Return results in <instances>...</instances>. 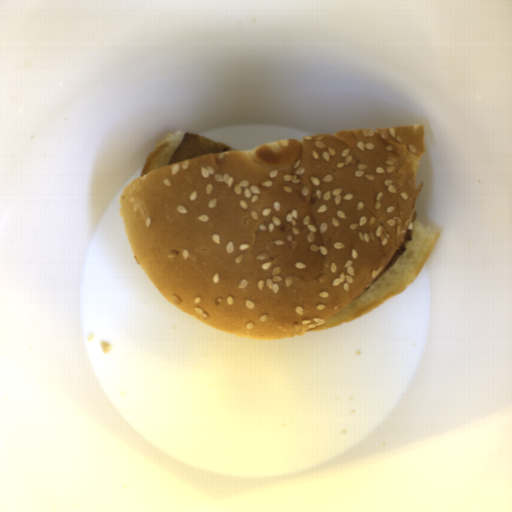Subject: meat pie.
Listing matches in <instances>:
<instances>
[{
	"label": "meat pie",
	"mask_w": 512,
	"mask_h": 512,
	"mask_svg": "<svg viewBox=\"0 0 512 512\" xmlns=\"http://www.w3.org/2000/svg\"><path fill=\"white\" fill-rule=\"evenodd\" d=\"M185 136L169 161V165L205 156L236 151L232 145L224 144L212 137L194 133Z\"/></svg>",
	"instance_id": "obj_1"
},
{
	"label": "meat pie",
	"mask_w": 512,
	"mask_h": 512,
	"mask_svg": "<svg viewBox=\"0 0 512 512\" xmlns=\"http://www.w3.org/2000/svg\"><path fill=\"white\" fill-rule=\"evenodd\" d=\"M415 223H417V213L416 211L414 210V214H413V219H412V222L408 228V230L406 231L403 239L401 240L399 246L397 247L394 255L392 256V258L389 260V262L386 264V266L383 268V270L380 272V274L377 276V278L367 287V289L361 294H365L366 292H368L375 284L376 282L391 268V266L402 256V254L407 250L408 248V245L412 239V236H413V230H414V225ZM360 295V296H361ZM359 296V297H360ZM358 298V297H357ZM356 299V298H355ZM354 299V300H355ZM352 300V301H354Z\"/></svg>",
	"instance_id": "obj_2"
}]
</instances>
